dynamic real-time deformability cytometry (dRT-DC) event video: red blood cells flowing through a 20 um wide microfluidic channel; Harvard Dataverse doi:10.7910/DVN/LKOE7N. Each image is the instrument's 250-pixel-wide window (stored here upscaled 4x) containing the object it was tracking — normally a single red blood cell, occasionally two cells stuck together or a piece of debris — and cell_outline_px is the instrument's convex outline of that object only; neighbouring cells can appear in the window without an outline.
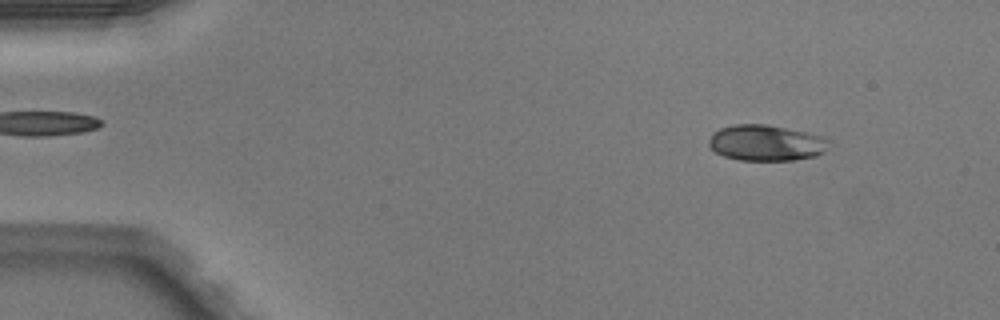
{"species": "Egyptian fruit bat (a non-hibernating species)", "species_latin": "Rousettus aegyptiacus", "temperature_condition": "warm", "stored_images_in_passage": 49, "camera_frame_rate_fps": 3000, "um_per_image_px": 0.085, "animal": {"sex": "male"}, "frame": {"image": 1, "passage_image": 5, "time_ms": 1.333, "image_size_px": [1000, 320], "cell_outline_px": [[828, 140], [824, 152], [816, 156], [792, 160], [740, 160], [724, 156], [716, 152], [708, 144], [708, 140], [712, 132], [720, 128], [732, 124], [764, 124], [824, 136]], "centroid_in_image_um": [65.07, 12.14], "position_along_channel_um": 19.9, "area_um2": 24.97}}
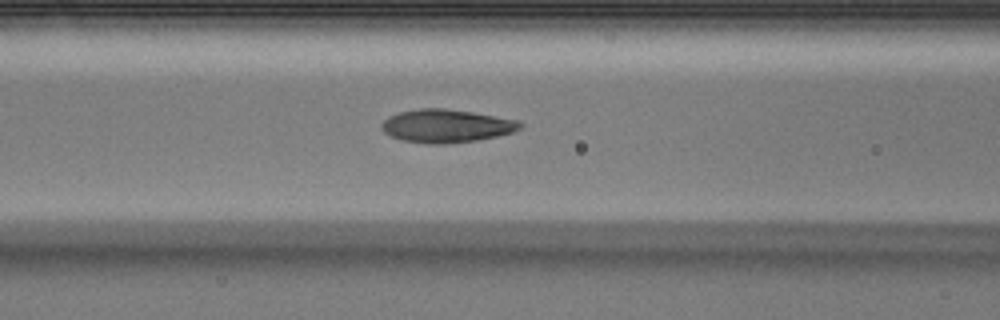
{"frame": {"image": 2, "passage_image": 20, "time_ms": 6.333, "image_size_px": [1000, 320], "cell_outline_px": [[524, 128], [512, 132], [496, 136], [476, 140], [448, 144], [428, 144], [404, 140], [392, 136], [384, 132], [384, 120], [388, 116], [400, 112], [420, 108], [444, 108], [472, 112], [520, 120], [524, 124]], "centroid_in_image_um": [38.01, 10.7], "position_along_channel_um": 128.6, "area_um2": 26.65}}
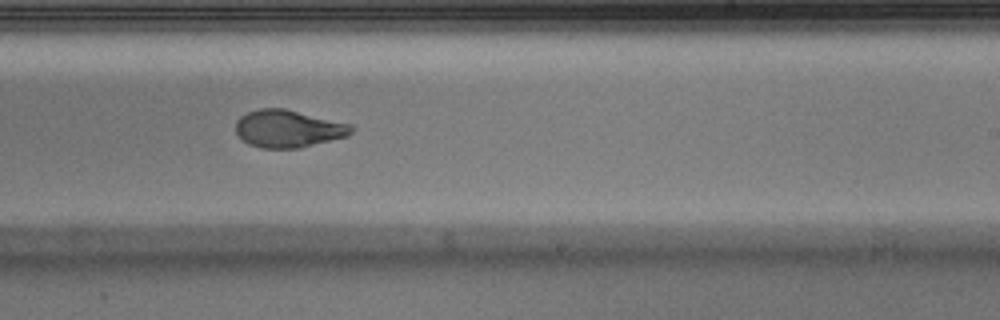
{"frame": {"image": 3, "passage_image": 30, "time_ms": 9.667, "image_size_px": [1000, 320], "cell_outline_px": [[352, 132], [348, 136], [300, 148], [260, 148], [248, 144], [236, 132], [236, 120], [240, 116], [248, 112], [260, 108], [284, 108], [352, 124]], "centroid_in_image_um": [24.5, 10.94], "position_along_channel_um": 264.5, "area_um2": 25.26}, "authors_computed_cell_mechanics": {"area_um2": 25.8366, "velocity_mm_per_s": 4.0763, "shape_relaxation_time_tau1_ms": 5.2646, "shape_relaxation_time_tau2_ms": 0.7561, "deformation_change_tau1": 0.2174, "deformation_change_tau2": 0.044}}